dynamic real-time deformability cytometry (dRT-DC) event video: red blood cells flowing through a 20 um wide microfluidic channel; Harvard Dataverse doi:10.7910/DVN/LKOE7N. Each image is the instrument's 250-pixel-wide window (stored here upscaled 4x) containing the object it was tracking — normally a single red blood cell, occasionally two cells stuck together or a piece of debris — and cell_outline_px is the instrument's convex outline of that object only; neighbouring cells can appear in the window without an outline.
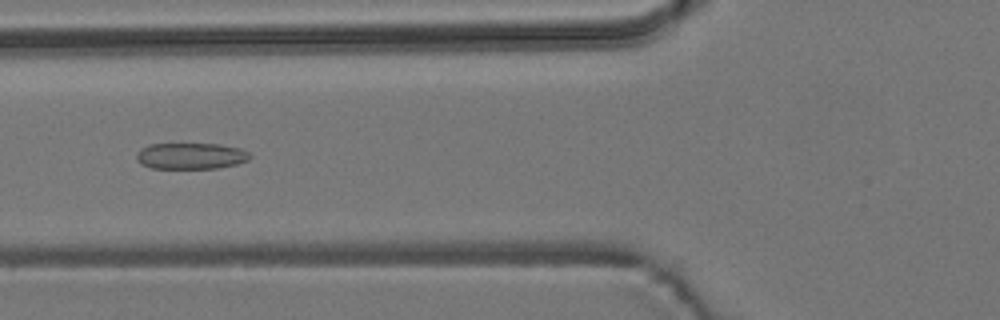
{"species": "common noctule bat (a hibernating species)", "species_latin": "Nyctalus noctula", "temperature_condition": "room temperature", "stored_images_in_passage": 5, "camera_frame_rate_fps": 3000, "um_per_image_px": 0.085, "animal": {"sex": "male", "body_mass_g": 19.2, "forearm_length_mm": 51.8}, "frame": {"image": 1, "passage_image": 3, "time_ms": 2.333, "image_size_px": [1000, 320], "cell_outline_px": [[252, 156], [248, 160], [236, 164], [220, 168], [152, 168], [140, 164], [136, 160], [136, 152], [140, 148], [148, 144], [220, 144], [240, 148], [248, 152]], "centroid_in_image_um": [16.19, 13.25], "position_along_channel_um": 109.6, "area_um2": 17.51}}
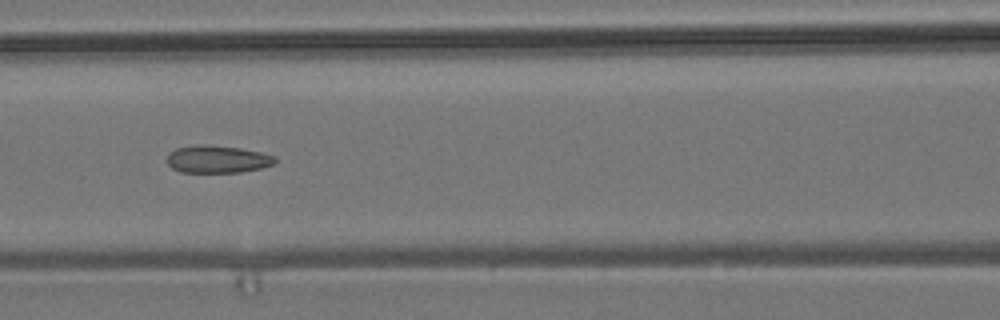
{"frame": {"image": 2, "passage_image": 4, "time_ms": 3.333, "image_size_px": [1000, 320], "cell_outline_px": [[276, 164], [260, 168], [240, 172], [180, 172], [172, 168], [168, 164], [168, 152], [176, 148], [200, 144], [208, 144], [240, 148], [260, 152], [276, 156]], "centroid_in_image_um": [18.49, 13.52], "position_along_channel_um": 148.1, "area_um2": 17.4}}
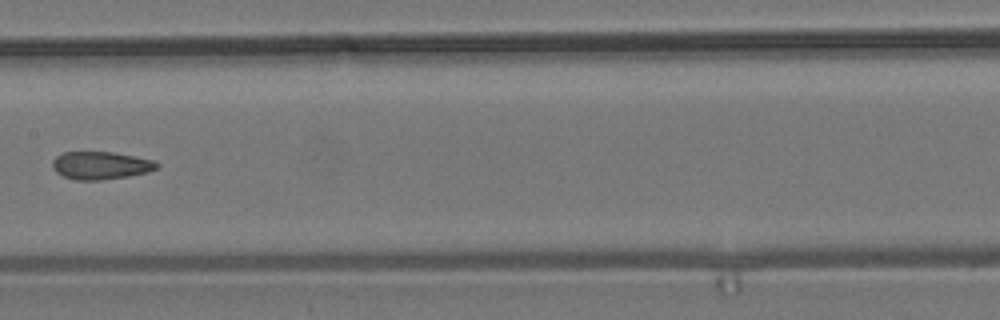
{"frame": {"image": 3, "passage_image": 5, "time_ms": 4.667, "image_size_px": [1000, 320], "cell_outline_px": [[160, 164], [156, 168], [148, 172], [128, 176], [100, 180], [76, 180], [64, 176], [56, 172], [52, 168], [52, 160], [56, 156], [64, 152], [112, 152], [156, 160]], "centroid_in_image_um": [8.56, 14.06], "position_along_channel_um": 198.8, "area_um2": 16.94}}